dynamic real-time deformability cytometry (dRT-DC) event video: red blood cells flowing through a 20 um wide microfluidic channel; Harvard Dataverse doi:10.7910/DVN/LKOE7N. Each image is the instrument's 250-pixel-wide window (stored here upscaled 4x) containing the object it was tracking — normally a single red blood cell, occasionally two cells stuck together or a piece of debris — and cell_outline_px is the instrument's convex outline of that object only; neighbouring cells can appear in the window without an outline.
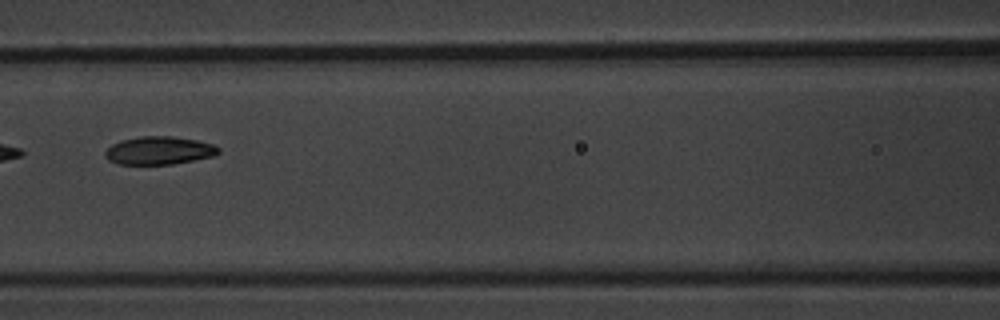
{"species": "common noctule bat (a hibernating species)", "species_latin": "Nyctalus noctula", "temperature_condition": "warm", "stored_images_in_passage": 8, "camera_frame_rate_fps": 3000, "um_per_image_px": 0.085, "animal": {"sex": "male", "body_mass_g": 20.1, "forearm_length_mm": 53.5}, "frame": {"image": 1, "passage_image": 8, "time_ms": 8.0, "image_size_px": [1000, 320], "cell_outline_px": [[220, 152], [216, 156], [172, 164], [116, 164], [108, 160], [104, 156], [104, 152], [112, 144], [120, 140], [140, 136], [172, 136], [196, 140], [212, 144], [220, 148]], "centroid_in_image_um": [13.51, 12.79], "position_along_channel_um": 153.1, "area_um2": 18.67}}